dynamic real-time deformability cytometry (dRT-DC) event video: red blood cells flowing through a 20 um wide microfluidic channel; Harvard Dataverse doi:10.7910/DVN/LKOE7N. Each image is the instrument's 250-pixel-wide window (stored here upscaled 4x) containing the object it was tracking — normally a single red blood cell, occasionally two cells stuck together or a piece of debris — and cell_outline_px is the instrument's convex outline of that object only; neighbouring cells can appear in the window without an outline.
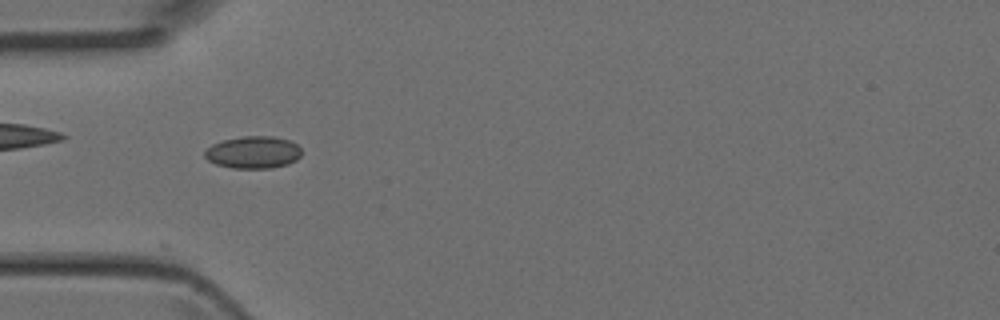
{"species": "Egyptian fruit bat (a non-hibernating species)", "species_latin": "Rousettus aegyptiacus", "temperature_condition": "room temperature", "stored_images_in_passage": 4, "camera_frame_rate_fps": 3000, "um_per_image_px": 0.085, "animal": {"sex": "female"}, "frame": {"image": 1, "passage_image": 4, "time_ms": 1.0, "image_size_px": [1000, 320], "cell_outline_px": [[300, 156], [296, 160], [288, 164], [272, 168], [232, 168], [216, 164], [208, 160], [204, 156], [204, 152], [212, 144], [224, 140], [244, 136], [272, 136], [292, 140], [300, 148]], "centroid_in_image_um": [21.54, 12.94], "position_along_channel_um": 63.5, "area_um2": 18.21}}